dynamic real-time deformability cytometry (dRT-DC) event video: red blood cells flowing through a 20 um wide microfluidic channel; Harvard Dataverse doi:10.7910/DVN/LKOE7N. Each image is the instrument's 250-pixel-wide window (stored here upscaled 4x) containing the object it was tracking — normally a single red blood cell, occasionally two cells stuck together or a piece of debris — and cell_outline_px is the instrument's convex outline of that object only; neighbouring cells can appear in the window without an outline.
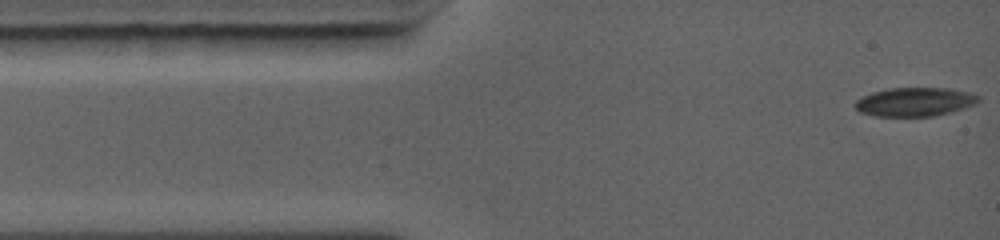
{"species": "common noctule bat (a hibernating species)", "species_latin": "Nyctalus noctula", "temperature_condition": "warm", "stored_images_in_passage": 62, "camera_frame_rate_fps": 5000, "um_per_image_px": 0.085, "animal": {"sex": "female", "body_mass_g": 19.0, "forearm_length_mm": 56.7}, "frame": {"image": 1, "passage_image": 1, "time_ms": 0.0, "image_size_px": [1000, 240], "cell_outline_px": [[980, 100], [976, 104], [964, 108], [932, 116], [876, 116], [860, 112], [856, 108], [856, 100], [872, 92], [888, 88], [948, 88], [972, 92], [980, 96]], "centroid_in_image_um": [77.8, 8.65], "position_along_channel_um": 7.2, "area_um2": 20.63}}
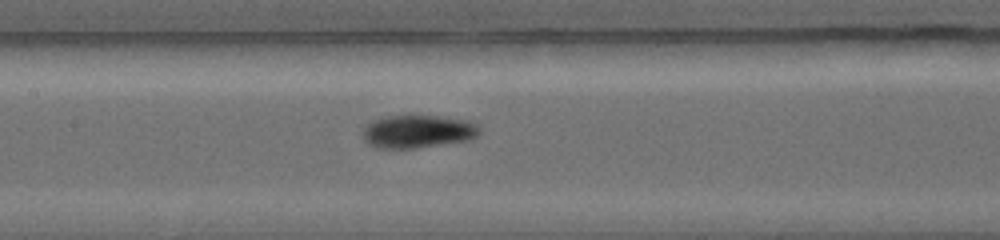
{"frame": {"image": 2, "passage_image": 27, "time_ms": 5.2, "image_size_px": [1000, 240], "cell_outline_px": [[480, 132], [472, 140], [416, 148], [376, 148], [368, 144], [364, 140], [364, 128], [372, 120], [380, 116], [436, 116], [468, 120], [480, 124]], "centroid_in_image_um": [35.55, 11.18], "position_along_channel_um": 171.9, "area_um2": 22.66}}
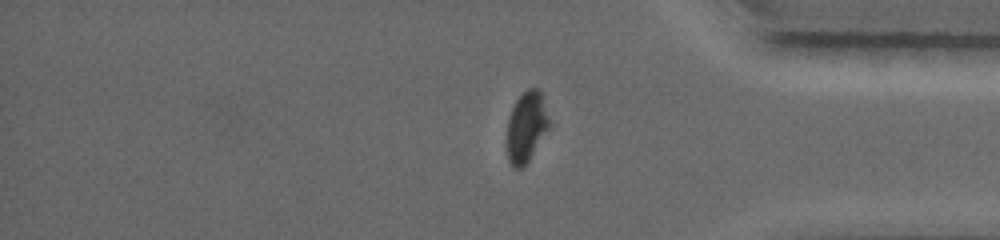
{"frame": {"image": 3, "passage_image": 53, "time_ms": 10.4, "image_size_px": [1000, 240], "cell_outline_px": [[552, 124], [528, 160], [520, 168], [512, 168], [508, 160], [508, 116], [516, 100], [528, 88], [540, 88]], "centroid_in_image_um": [44.78, 10.74], "position_along_channel_um": 390.4, "area_um2": 17.34}, "authors_computed_cell_mechanics": {"area_um2": 21.4149, "velocity_mm_per_s": 4.45, "shape_relaxation_time_tau1_ms": 3.7704, "shape_relaxation_time_tau2_ms": 2.2441, "deformation_change_tau1": 0.1828, "deformation_change_tau2": 0.0689}}